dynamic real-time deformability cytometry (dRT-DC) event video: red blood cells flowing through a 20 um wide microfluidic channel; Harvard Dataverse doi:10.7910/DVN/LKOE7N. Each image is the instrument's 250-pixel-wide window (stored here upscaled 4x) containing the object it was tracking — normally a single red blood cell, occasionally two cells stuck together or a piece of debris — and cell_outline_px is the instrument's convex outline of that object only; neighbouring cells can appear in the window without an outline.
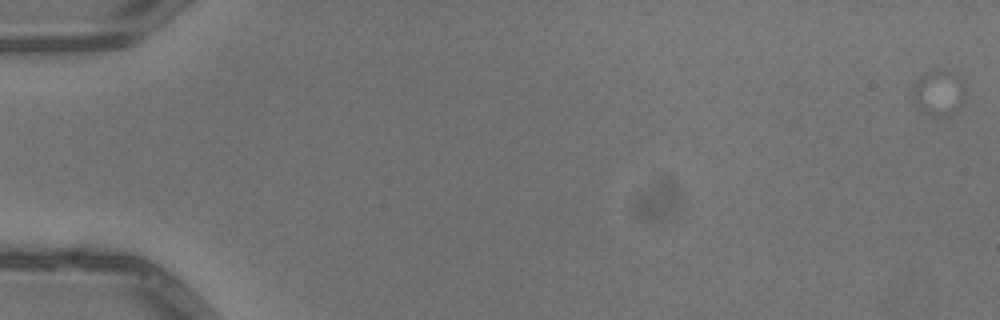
{"species": "common noctule bat (a hibernating species)", "species_latin": "Nyctalus noctula", "temperature_condition": "warm", "stored_images_in_passage": 2, "camera_frame_rate_fps": 3000, "um_per_image_px": 0.085, "animal": {"sex": "male", "body_mass_g": 13.3}, "frame": {"image": 1, "passage_image": 1, "time_ms": 0.0, "image_size_px": [1000, 320], "cell_outline_px": [[964, 104], [952, 116], [936, 120], [928, 116], [916, 108], [916, 80], [924, 72], [936, 68], [944, 72], [964, 84]], "centroid_in_image_um": [79.81, 8.02], "position_along_channel_um": 5.2, "area_um2": 13.93}}